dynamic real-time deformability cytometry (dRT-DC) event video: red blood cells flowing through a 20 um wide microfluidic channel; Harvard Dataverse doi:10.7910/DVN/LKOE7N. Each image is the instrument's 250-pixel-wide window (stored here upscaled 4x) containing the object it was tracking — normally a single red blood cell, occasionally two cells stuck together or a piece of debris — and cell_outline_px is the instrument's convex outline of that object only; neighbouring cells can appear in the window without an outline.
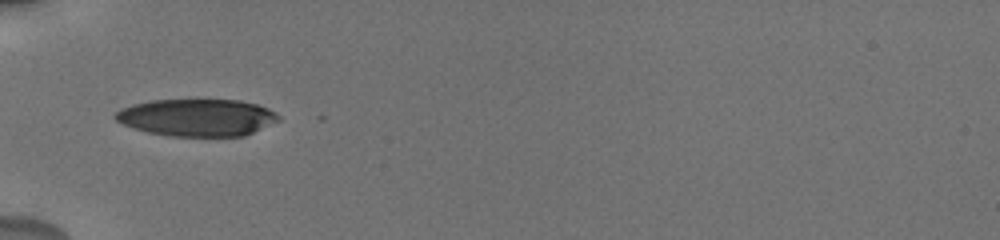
{"species": "human", "species_latin": "Homo sapiens", "temperature_condition": "cold", "stored_images_in_passage": 70, "camera_frame_rate_fps": 3000, "um_per_image_px": 0.085, "donor": {"sex": "male"}, "frame": {"image": 1, "passage_image": 1, "time_ms": 0.0, "image_size_px": [1000, 240], "cell_outline_px": [[280, 120], [244, 136], [172, 136], [148, 132], [124, 124], [116, 120], [112, 116], [120, 108], [132, 104], [152, 100], [196, 96], [240, 100], [256, 104], [268, 108], [276, 112], [280, 116]], "centroid_in_image_um": [16.75, 9.93], "position_along_channel_um": 68.2, "area_um2": 36.59}}
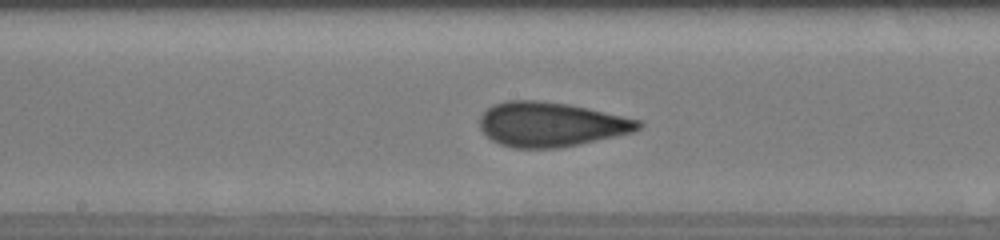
{"frame": {"image": 2, "passage_image": 22, "time_ms": 3.333, "image_size_px": [1000, 240], "cell_outline_px": [[644, 124], [640, 128], [632, 132], [616, 136], [560, 148], [512, 148], [500, 144], [492, 140], [480, 128], [480, 116], [492, 104], [504, 100], [536, 100], [568, 104], [588, 108], [644, 120]], "centroid_in_image_um": [46.84, 10.56], "position_along_channel_um": 201.4, "area_um2": 41.38}}
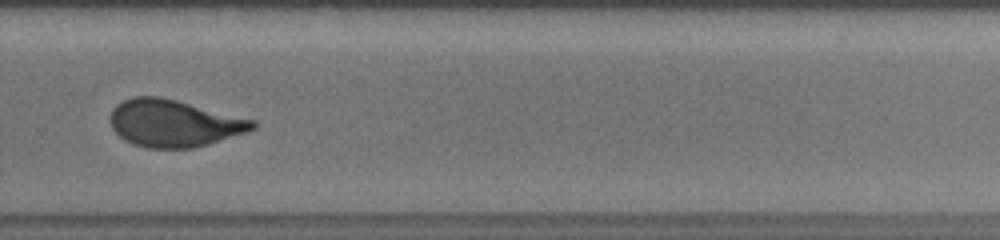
{"frame": {"image": 3, "passage_image": 41, "time_ms": 6.333, "image_size_px": [1000, 240], "cell_outline_px": [[260, 124], [256, 128], [208, 144], [192, 148], [148, 148], [132, 144], [124, 140], [112, 128], [112, 108], [116, 104], [132, 96], [160, 96], [256, 120]], "centroid_in_image_um": [14.79, 10.47], "position_along_channel_um": 315.0, "area_um2": 38.96}, "authors_computed_cell_mechanics": {"area_um2": 38.9283, "velocity_mm_per_s": 3.809, "shape_relaxation_time_tau1_ms": 5.8112, "shape_relaxation_time_tau2_ms": 1.2913, "deformation_change_tau1": 0.1651, "deformation_change_tau2": 0.0943}}